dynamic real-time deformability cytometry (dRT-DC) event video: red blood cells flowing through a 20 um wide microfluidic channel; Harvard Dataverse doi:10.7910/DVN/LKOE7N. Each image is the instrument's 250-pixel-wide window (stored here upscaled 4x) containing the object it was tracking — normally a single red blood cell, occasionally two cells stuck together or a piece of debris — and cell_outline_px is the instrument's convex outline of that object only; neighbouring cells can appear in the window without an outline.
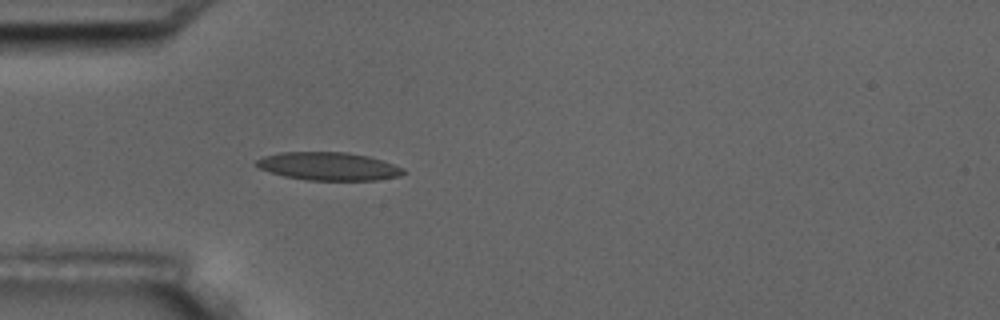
{"species": "common noctule bat (a hibernating species)", "species_latin": "Nyctalus noctula", "temperature_condition": "room temperature", "stored_images_in_passage": 1, "camera_frame_rate_fps": 3000, "um_per_image_px": 0.085, "animal": {"sex": "male", "body_mass_g": 17.5, "forearm_length_mm": 52.3}, "frame": {"image": 1, "passage_image": 1, "time_ms": 0.0, "image_size_px": [1000, 320], "cell_outline_px": [[404, 172], [400, 176], [376, 180], [304, 180], [284, 176], [268, 172], [256, 168], [256, 160], [264, 156], [280, 152], [348, 152], [368, 156], [404, 168]], "centroid_in_image_um": [27.87, 14.13], "position_along_channel_um": 57.1, "area_um2": 24.1}}